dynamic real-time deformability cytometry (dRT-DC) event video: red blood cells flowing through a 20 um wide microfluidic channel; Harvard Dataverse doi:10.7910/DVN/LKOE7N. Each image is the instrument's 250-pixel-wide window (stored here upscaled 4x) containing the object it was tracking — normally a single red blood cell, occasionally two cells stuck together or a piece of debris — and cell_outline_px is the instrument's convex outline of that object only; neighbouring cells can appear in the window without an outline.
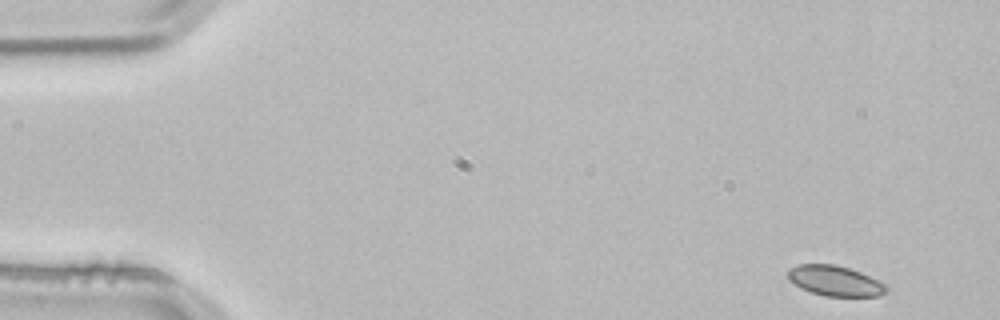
{"species": "common noctule bat (a hibernating species)", "species_latin": "Nyctalus noctula", "temperature_condition": "room temperature", "stored_images_in_passage": 3, "camera_frame_rate_fps": 3000, "um_per_image_px": 0.085, "animal": {"sex": "male", "body_mass_g": 21.5, "forearm_length_mm": 52.0}, "frame": {"image": 1, "passage_image": 1, "time_ms": 0.0, "image_size_px": [1000, 320], "cell_outline_px": [[888, 288], [880, 296], [824, 296], [800, 288], [788, 280], [788, 272], [792, 268], [800, 264], [836, 264], [860, 272], [888, 284]], "centroid_in_image_um": [71.0, 23.87], "position_along_channel_um": 14.0, "area_um2": 17.34}}
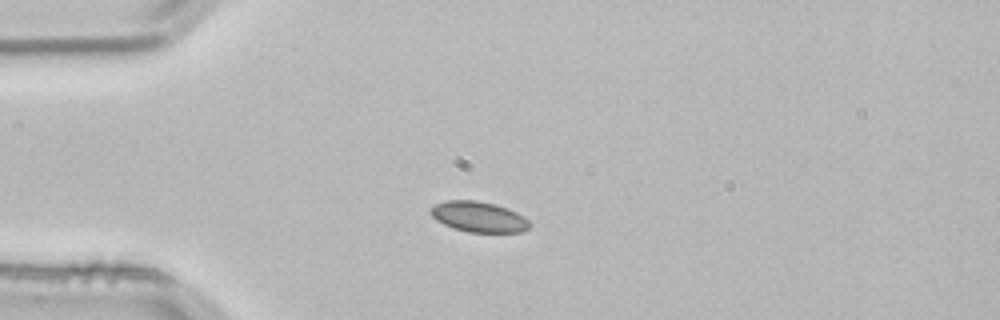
{"frame": {"image": 2, "passage_image": 3, "time_ms": 0.667, "image_size_px": [1000, 320], "cell_outline_px": [[532, 224], [528, 228], [520, 232], [468, 232], [452, 228], [436, 220], [428, 212], [436, 204], [448, 200], [476, 200], [496, 204], [516, 212], [528, 220]], "centroid_in_image_um": [40.68, 18.43], "position_along_channel_um": 44.3, "area_um2": 17.57}}